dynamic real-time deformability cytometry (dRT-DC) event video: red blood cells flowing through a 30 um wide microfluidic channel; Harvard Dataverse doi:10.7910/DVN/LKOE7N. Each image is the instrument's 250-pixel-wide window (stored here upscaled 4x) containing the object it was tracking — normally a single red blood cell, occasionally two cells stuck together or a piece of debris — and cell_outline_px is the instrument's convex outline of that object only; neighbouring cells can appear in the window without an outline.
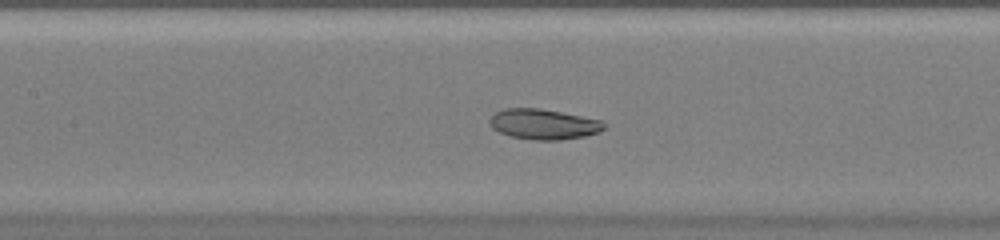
{"species": "common noctule bat (a hibernating species)", "species_latin": "Nyctalus noctula", "temperature_condition": "warm", "stored_images_in_passage": 36, "camera_frame_rate_fps": 3000, "um_per_image_px": 0.085, "animal": {"sex": "female", "body_mass_g": 20.0, "forearm_length_mm": 54.0}, "frame": {"image": 1, "passage_image": 11, "time_ms": 3.333, "image_size_px": [1000, 240], "cell_outline_px": [[608, 124], [600, 132], [584, 136], [556, 140], [532, 140], [512, 136], [500, 132], [492, 128], [488, 124], [488, 120], [496, 112], [504, 108], [540, 108], [600, 120]], "centroid_in_image_um": [46.19, 10.55], "position_along_channel_um": 161.2, "area_um2": 20.17}}
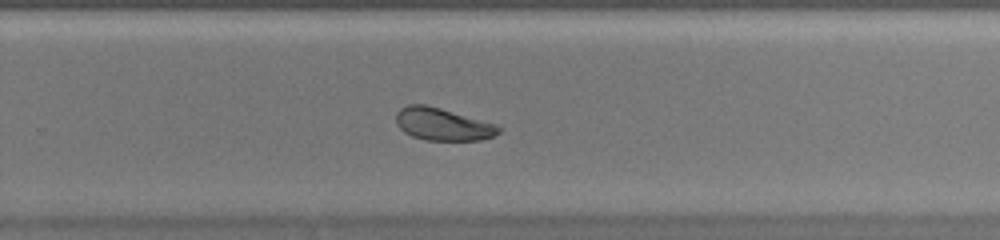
{"frame": {"image": 2, "passage_image": 20, "time_ms": 6.333, "image_size_px": [1000, 240], "cell_outline_px": [[500, 132], [492, 136], [480, 140], [424, 140], [412, 136], [404, 132], [396, 124], [396, 112], [400, 108], [408, 104], [424, 104], [440, 108], [496, 124], [500, 128]], "centroid_in_image_um": [37.58, 10.56], "position_along_channel_um": 292.2, "area_um2": 19.31}}
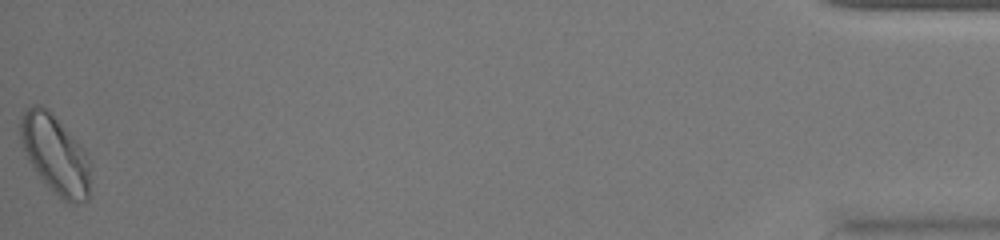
{"frame": {"image": 3, "passage_image": 36, "time_ms": 11.667, "image_size_px": [1000, 240], "cell_outline_px": [[88, 200], [76, 204], [68, 204], [36, 172], [28, 160], [20, 140], [20, 116], [24, 108], [32, 104], [40, 104], [52, 112], [80, 144], [88, 160]], "centroid_in_image_um": [4.65, 13.06], "position_along_channel_um": 430.6, "area_um2": 31.62}}